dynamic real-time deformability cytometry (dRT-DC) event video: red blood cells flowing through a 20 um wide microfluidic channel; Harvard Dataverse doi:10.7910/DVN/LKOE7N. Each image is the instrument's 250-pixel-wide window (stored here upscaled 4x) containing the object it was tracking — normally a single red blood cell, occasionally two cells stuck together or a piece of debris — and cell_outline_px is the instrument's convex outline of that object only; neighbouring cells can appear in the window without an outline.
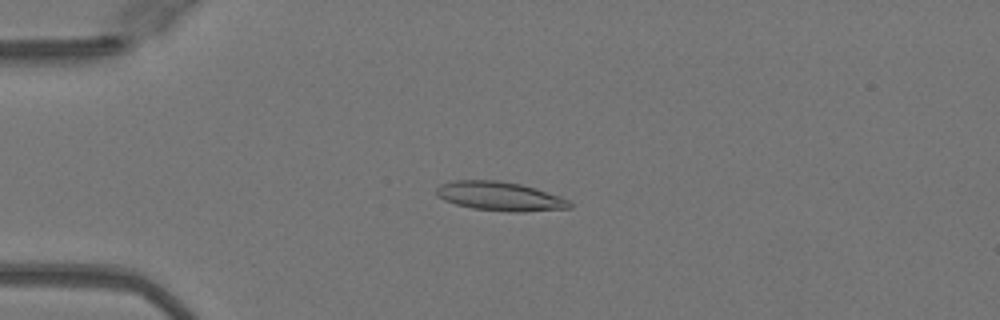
{"species": "Egyptian fruit bat (a non-hibernating species)", "species_latin": "Rousettus aegyptiacus", "temperature_condition": "warm", "stored_images_in_passage": 49, "camera_frame_rate_fps": 3000, "um_per_image_px": 0.085, "animal": {"sex": "female"}, "frame": {"image": 1, "passage_image": 12, "time_ms": 3.667, "image_size_px": [1000, 320], "cell_outline_px": [[572, 208], [524, 212], [512, 212], [472, 208], [456, 204], [444, 200], [436, 196], [436, 188], [440, 184], [452, 180], [500, 180], [520, 184], [536, 188], [568, 200], [572, 204]], "centroid_in_image_um": [42.46, 16.68], "position_along_channel_um": 42.5, "area_um2": 22.6}}
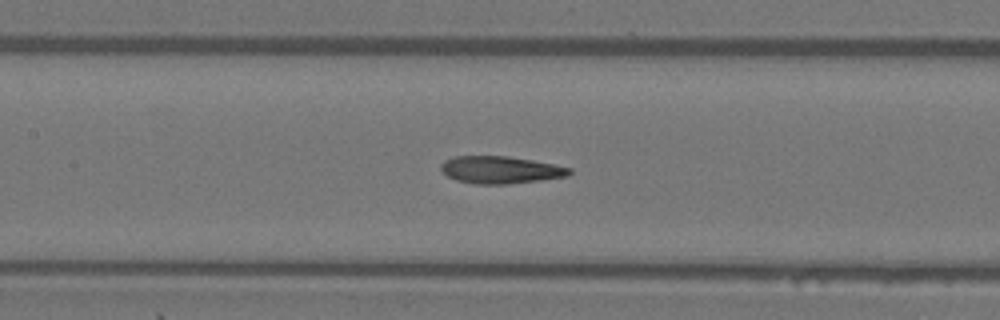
{"frame": {"image": 2, "passage_image": 23, "time_ms": 7.333, "image_size_px": [1000, 320], "cell_outline_px": [[572, 172], [568, 176], [540, 180], [508, 184], [476, 184], [456, 180], [448, 176], [440, 168], [440, 164], [444, 160], [456, 156], [508, 156], [532, 160], [572, 168]], "centroid_in_image_um": [42.54, 14.43], "position_along_channel_um": 164.9, "area_um2": 20.4}}
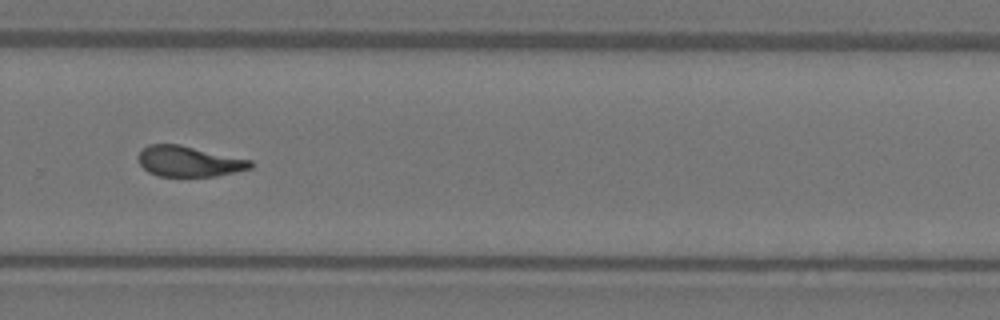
{"frame": {"image": 3, "passage_image": 34, "time_ms": 11.0, "image_size_px": [1000, 320], "cell_outline_px": [[256, 164], [252, 168], [236, 172], [216, 176], [156, 176], [148, 172], [140, 164], [140, 152], [148, 144], [180, 144], [252, 160]], "centroid_in_image_um": [16.12, 13.72], "position_along_channel_um": 313.7, "area_um2": 20.06}, "authors_computed_cell_mechanics": {"area_um2": 20.6346, "velocity_mm_per_s": 4.1004, "shape_relaxation_time_tau1_ms": 10.932, "shape_relaxation_time_tau2_ms": 2.1766, "deformation_change_tau1": 0.3111, "deformation_change_tau2": 0.111}}